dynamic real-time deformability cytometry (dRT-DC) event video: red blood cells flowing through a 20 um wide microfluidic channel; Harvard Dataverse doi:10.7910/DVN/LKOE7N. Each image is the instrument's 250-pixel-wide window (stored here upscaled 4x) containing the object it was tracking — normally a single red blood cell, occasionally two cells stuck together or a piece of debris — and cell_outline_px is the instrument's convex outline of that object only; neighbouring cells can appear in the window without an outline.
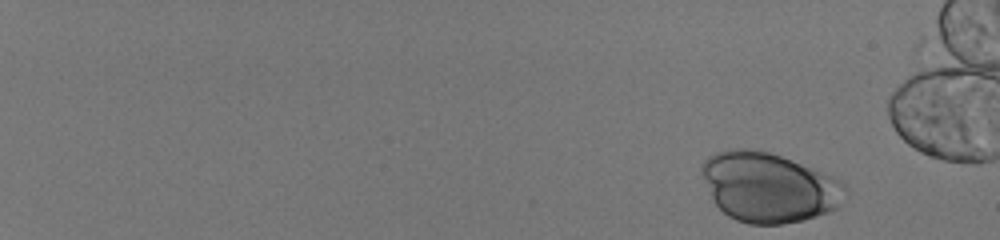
{"species": "human", "species_latin": "Homo sapiens", "temperature_condition": "room temperature", "stored_images_in_passage": 47, "camera_frame_rate_fps": 3000, "um_per_image_px": 0.085, "donor": {"sex": "male"}, "frame": {"image": 1, "passage_image": 1, "time_ms": 0.0, "image_size_px": [1000, 240], "cell_outline_px": [[836, 208], [828, 212], [804, 220], [780, 224], [748, 224], [736, 220], [728, 216], [716, 204], [712, 196], [704, 176], [704, 160], [716, 152], [740, 148], [744, 148], [768, 152], [780, 156], [800, 164], [816, 172], [820, 176], [836, 204]], "centroid_in_image_um": [65.04, 15.94], "position_along_channel_um": 20.0, "area_um2": 53.75}}
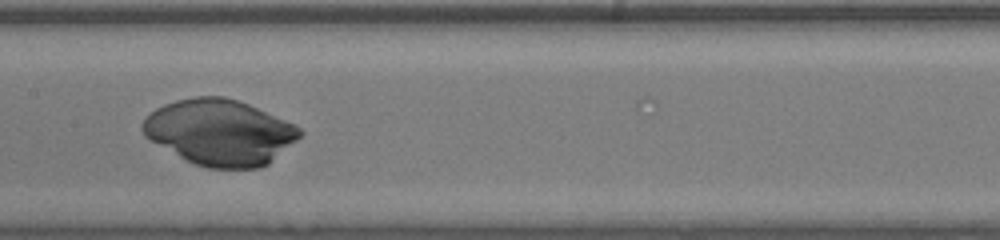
{"frame": {"image": 2, "passage_image": 30, "time_ms": 9.667, "image_size_px": [1000, 240], "cell_outline_px": [[304, 132], [296, 140], [268, 164], [260, 168], [208, 168], [196, 164], [180, 156], [144, 136], [140, 128], [140, 124], [156, 108], [164, 104], [176, 100], [192, 96], [224, 96], [248, 104], [284, 120], [300, 128]], "centroid_in_image_um": [18.66, 11.23], "position_along_channel_um": 188.7, "area_um2": 59.53}}
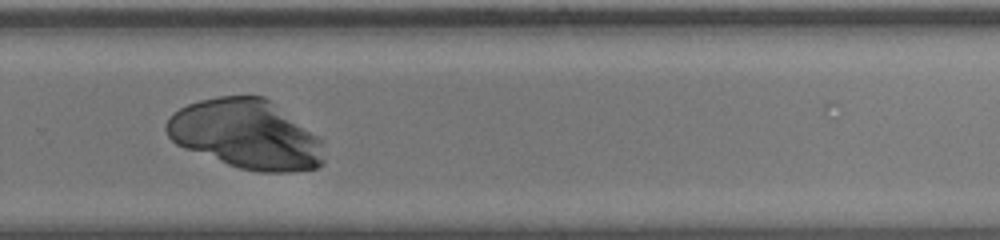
{"frame": {"image": 3, "passage_image": 39, "time_ms": 12.667, "image_size_px": [1000, 240], "cell_outline_px": [[324, 164], [316, 168], [292, 172], [260, 172], [240, 168], [228, 164], [184, 148], [176, 144], [168, 136], [164, 128], [168, 120], [180, 108], [188, 104], [200, 100], [216, 96], [264, 96], [320, 140], [324, 160]], "centroid_in_image_um": [20.87, 11.43], "position_along_channel_um": 308.9, "area_um2": 62.6}}